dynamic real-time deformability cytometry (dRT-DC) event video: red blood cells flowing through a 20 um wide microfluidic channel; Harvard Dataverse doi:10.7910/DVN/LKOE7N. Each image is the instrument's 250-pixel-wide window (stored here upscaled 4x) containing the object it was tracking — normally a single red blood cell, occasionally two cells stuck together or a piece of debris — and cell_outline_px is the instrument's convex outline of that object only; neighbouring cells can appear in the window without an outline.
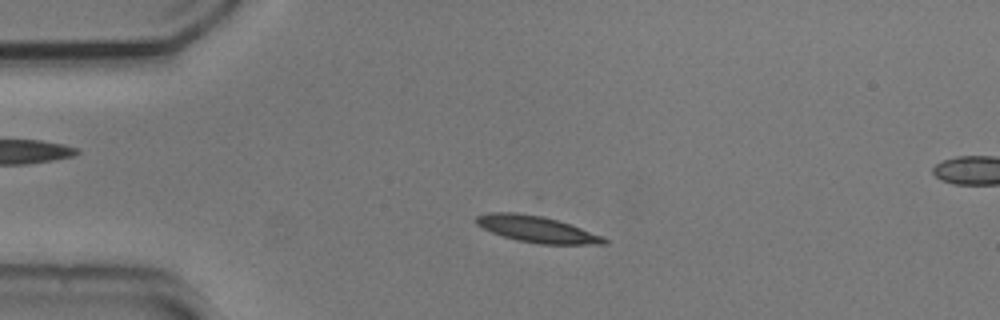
{"species": "common noctule bat (a hibernating species)", "species_latin": "Nyctalus noctula", "temperature_condition": "cold", "stored_images_in_passage": 51, "camera_frame_rate_fps": 3000, "um_per_image_px": 0.085, "animal": {"sex": "male", "body_mass_g": 20.5, "forearm_length_mm": 52.5}, "frame": {"image": 1, "passage_image": 11, "time_ms": 3.333, "image_size_px": [1000, 320], "cell_outline_px": [[608, 244], [540, 244], [516, 240], [492, 232], [476, 224], [472, 220], [476, 216], [488, 212], [536, 212], [580, 228], [600, 236], [608, 240]], "centroid_in_image_um": [45.56, 19.44], "position_along_channel_um": 39.4, "area_um2": 19.94}}
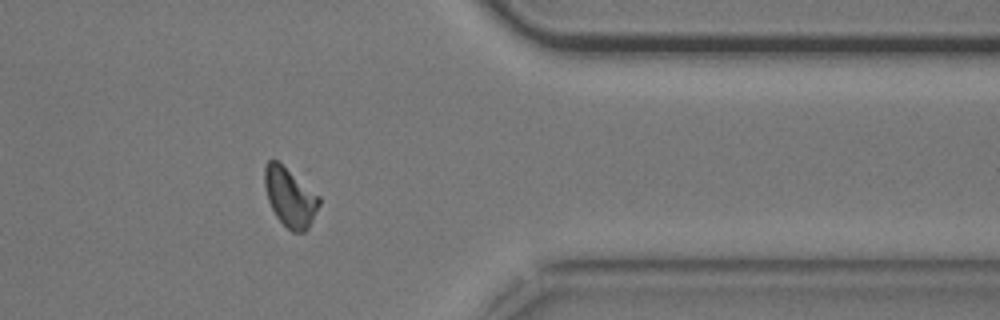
{"frame": {"image": 2, "passage_image": 43, "time_ms": 14.0, "image_size_px": [1000, 320], "cell_outline_px": [[320, 204], [308, 228], [304, 232], [292, 232], [276, 216], [268, 200], [264, 184], [264, 168], [268, 160], [276, 160], [320, 196]], "centroid_in_image_um": [24.64, 16.77], "position_along_channel_um": 386.8, "area_um2": 18.38}}
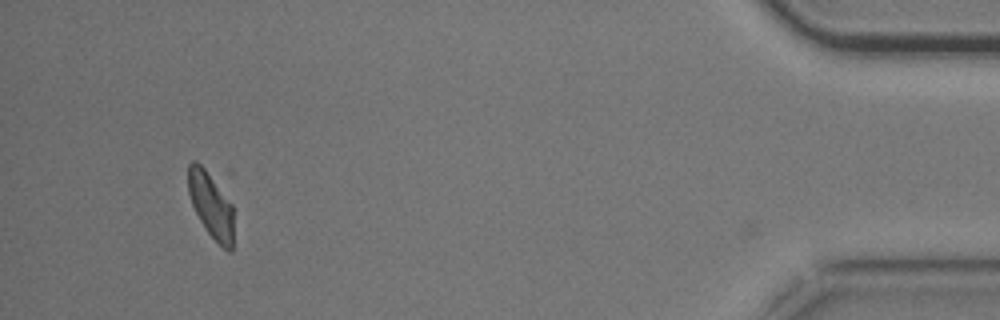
{"frame": {"image": 3, "passage_image": 50, "time_ms": 16.333, "image_size_px": [1000, 320], "cell_outline_px": [[232, 252], [228, 252], [208, 232], [200, 220], [192, 204], [188, 192], [188, 164], [192, 160], [196, 160], [212, 176], [232, 204]], "centroid_in_image_um": [17.91, 17.38], "position_along_channel_um": 417.3, "area_um2": 17.11}, "authors_computed_cell_mechanics": {"area_um2": 18.9584, "velocity_mm_per_s": 3.6734, "shape_relaxation_time_tau1_ms": 4.3383, "shape_relaxation_time_tau2_ms": 6.4222, "deformation_change_tau1": 0.136, "deformation_change_tau2": 0.1108}}